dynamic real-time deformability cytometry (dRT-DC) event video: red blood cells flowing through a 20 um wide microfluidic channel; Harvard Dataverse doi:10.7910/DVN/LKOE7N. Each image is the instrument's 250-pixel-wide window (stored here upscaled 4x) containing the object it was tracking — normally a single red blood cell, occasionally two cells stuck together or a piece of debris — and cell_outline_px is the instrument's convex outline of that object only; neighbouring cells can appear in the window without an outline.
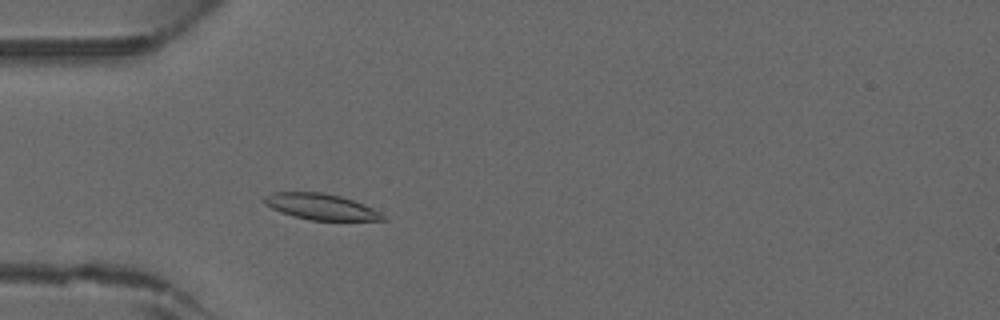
{"species": "common noctule bat (a hibernating species)", "species_latin": "Nyctalus noctula", "temperature_condition": "warm", "stored_images_in_passage": 40, "camera_frame_rate_fps": 3000, "um_per_image_px": 0.085, "animal": {"sex": "male", "forearm_length_mm": 52.5}, "frame": {"image": 1, "passage_image": 8, "time_ms": 2.333, "image_size_px": [1000, 320], "cell_outline_px": [[388, 220], [308, 220], [280, 212], [264, 204], [264, 196], [272, 192], [324, 192], [340, 196], [352, 200], [372, 208], [380, 212]], "centroid_in_image_um": [27.25, 17.56], "position_along_channel_um": 57.8, "area_um2": 17.86}}
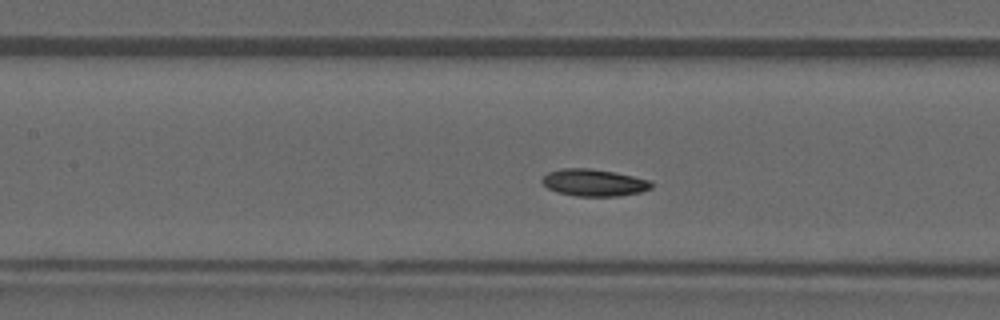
{"frame": {"image": 2, "passage_image": 15, "time_ms": 4.667, "image_size_px": [1000, 320], "cell_outline_px": [[652, 188], [640, 192], [620, 196], [576, 196], [556, 192], [548, 188], [540, 180], [548, 172], [560, 168], [588, 168], [616, 172], [648, 180], [652, 184]], "centroid_in_image_um": [50.46, 15.52], "position_along_channel_um": 156.9, "area_um2": 17.22}}
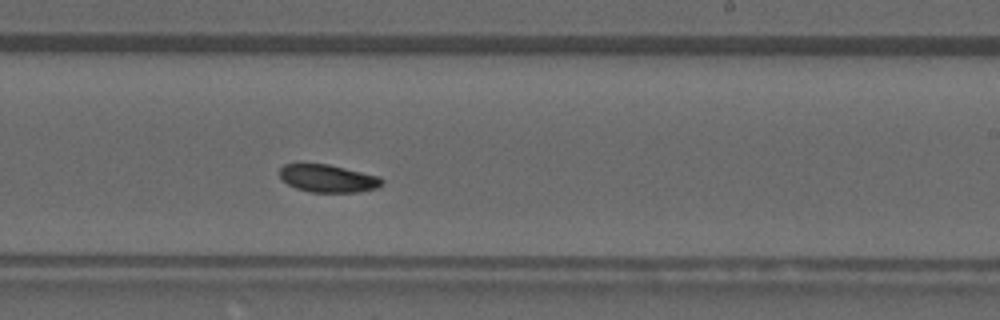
{"frame": {"image": 3, "passage_image": 22, "time_ms": 7.0, "image_size_px": [1000, 320], "cell_outline_px": [[384, 184], [376, 188], [360, 192], [312, 192], [296, 188], [288, 184], [280, 176], [280, 168], [284, 164], [328, 164], [380, 176], [384, 180]], "centroid_in_image_um": [27.92, 15.17], "position_along_channel_um": 261.1, "area_um2": 16.47}}